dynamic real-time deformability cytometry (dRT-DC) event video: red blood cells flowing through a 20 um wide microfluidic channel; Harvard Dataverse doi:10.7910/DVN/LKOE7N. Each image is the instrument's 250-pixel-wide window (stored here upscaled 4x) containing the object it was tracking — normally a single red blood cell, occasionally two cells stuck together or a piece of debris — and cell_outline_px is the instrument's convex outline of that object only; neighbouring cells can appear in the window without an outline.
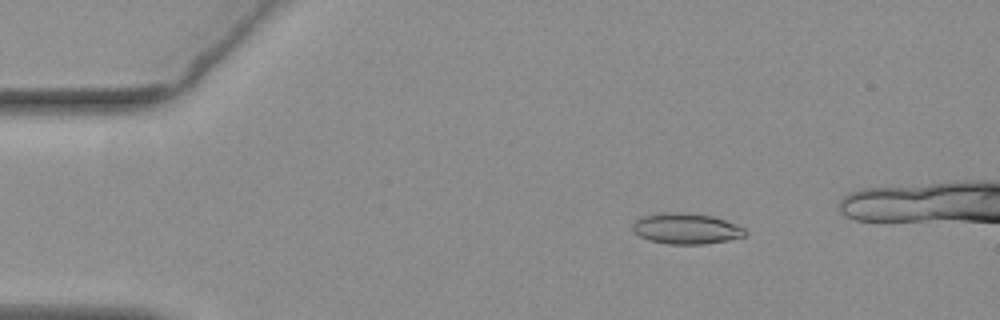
{"species": "common noctule bat (a hibernating species)", "species_latin": "Nyctalus noctula", "temperature_condition": "warm", "stored_images_in_passage": 44, "camera_frame_rate_fps": 3000, "um_per_image_px": 0.085, "animal": {"sex": "female", "body_mass_g": 19.3, "forearm_length_mm": 54.1}, "frame": {"image": 1, "passage_image": 4, "time_ms": 1.0, "image_size_px": [1000, 320], "cell_outline_px": [[748, 232], [744, 236], [728, 240], [704, 244], [668, 244], [648, 240], [632, 232], [632, 224], [640, 216], [656, 212], [680, 212], [712, 216], [736, 224], [744, 228]], "centroid_in_image_um": [58.27, 19.42], "position_along_channel_um": 26.7, "area_um2": 20.4}}
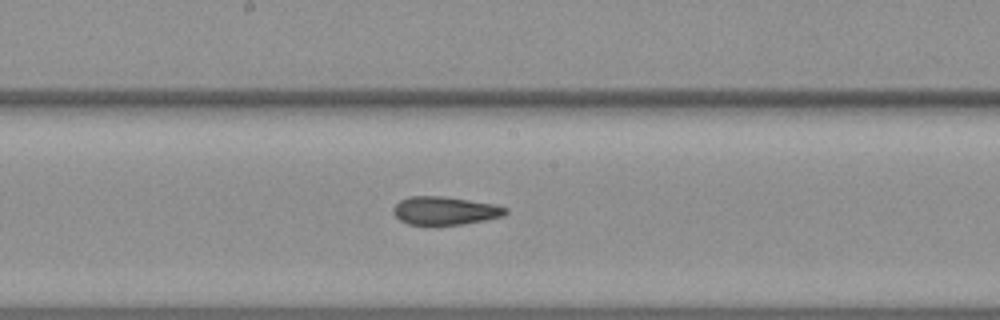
{"frame": {"image": 2, "passage_image": 24, "time_ms": 7.667, "image_size_px": [1000, 320], "cell_outline_px": [[508, 212], [500, 216], [484, 220], [464, 224], [436, 228], [428, 228], [408, 224], [400, 220], [392, 212], [392, 208], [400, 200], [408, 196], [444, 196], [492, 204], [508, 208]], "centroid_in_image_um": [37.73, 17.96], "position_along_channel_um": 210.5, "area_um2": 19.13}}
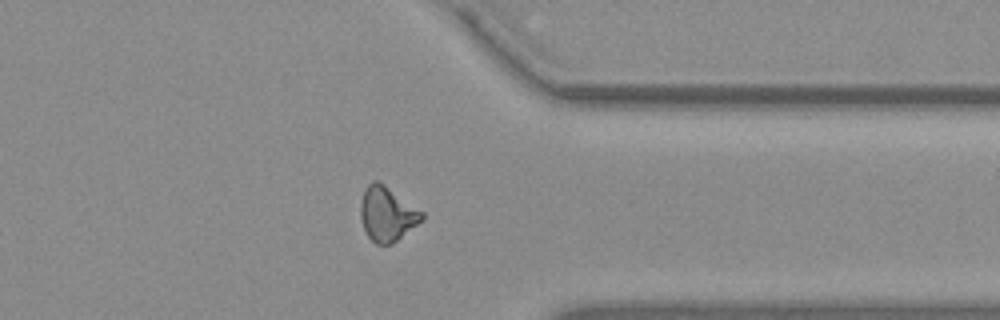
{"frame": {"image": 3, "passage_image": 38, "time_ms": 12.333, "image_size_px": [1000, 320], "cell_outline_px": [[424, 220], [392, 244], [376, 244], [368, 236], [364, 228], [360, 216], [360, 204], [364, 192], [368, 184], [372, 180], [380, 180], [424, 212]], "centroid_in_image_um": [32.93, 18.16], "position_along_channel_um": 378.5, "area_um2": 19.71}, "authors_computed_cell_mechanics": {"area_um2": 18.8428, "velocity_mm_per_s": 3.7601, "shape_relaxation_time_tau1_ms": 11.2821, "shape_relaxation_time_tau2_ms": 2.2467, "deformation_change_tau1": 0.2528, "deformation_change_tau2": 0.1018}}